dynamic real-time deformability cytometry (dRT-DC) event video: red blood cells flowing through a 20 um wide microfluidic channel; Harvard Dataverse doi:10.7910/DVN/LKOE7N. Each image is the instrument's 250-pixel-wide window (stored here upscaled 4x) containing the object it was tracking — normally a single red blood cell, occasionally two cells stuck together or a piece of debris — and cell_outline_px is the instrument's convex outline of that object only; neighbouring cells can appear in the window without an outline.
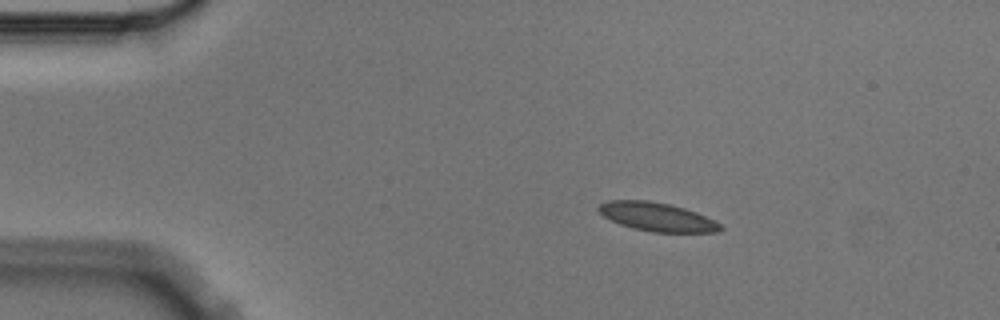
{"species": "Egyptian fruit bat (a non-hibernating species)", "species_latin": "Rousettus aegyptiacus", "temperature_condition": "cold", "stored_images_in_passage": 8, "camera_frame_rate_fps": 3000, "um_per_image_px": 0.085, "animal": {"sex": "male"}, "frame": {"image": 1, "passage_image": 2, "time_ms": 0.333, "image_size_px": [1000, 320], "cell_outline_px": [[724, 228], [720, 232], [652, 232], [632, 228], [620, 224], [604, 216], [596, 208], [604, 200], [648, 200], [668, 204], [684, 208], [696, 212], [720, 224]], "centroid_in_image_um": [55.82, 18.43], "position_along_channel_um": 29.2, "area_um2": 20.23}}
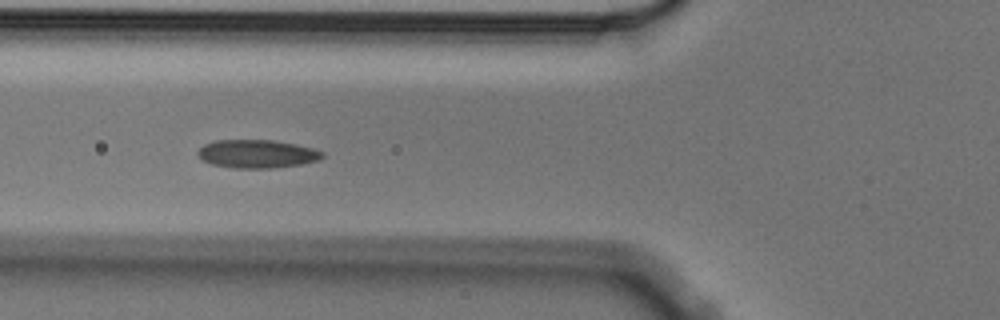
{"frame": {"image": 2, "passage_image": 5, "time_ms": 1.333, "image_size_px": [1000, 320], "cell_outline_px": [[324, 156], [320, 160], [300, 164], [272, 168], [236, 168], [212, 164], [204, 160], [196, 152], [204, 144], [216, 140], [272, 140], [296, 144], [312, 148], [324, 152]], "centroid_in_image_um": [21.87, 13.07], "position_along_channel_um": 103.9, "area_um2": 20.4}}
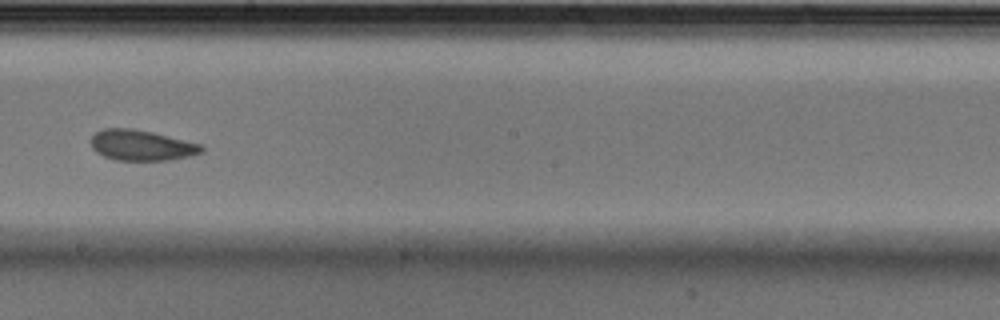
{"frame": {"image": 3, "passage_image": 8, "time_ms": 2.333, "image_size_px": [1000, 320], "cell_outline_px": [[204, 152], [192, 156], [168, 160], [116, 160], [104, 156], [96, 152], [92, 148], [92, 136], [96, 132], [104, 128], [132, 128], [152, 132], [200, 144], [204, 148]], "centroid_in_image_um": [12.04, 12.35], "position_along_channel_um": 236.2, "area_um2": 19.65}}